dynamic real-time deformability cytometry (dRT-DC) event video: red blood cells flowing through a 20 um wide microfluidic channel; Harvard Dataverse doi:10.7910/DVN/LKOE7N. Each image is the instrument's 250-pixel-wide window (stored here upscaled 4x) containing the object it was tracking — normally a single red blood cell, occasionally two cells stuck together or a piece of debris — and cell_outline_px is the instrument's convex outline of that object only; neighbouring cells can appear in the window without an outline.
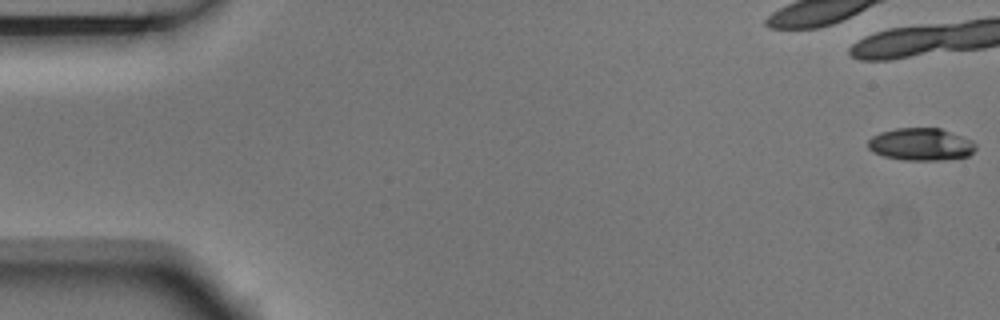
{"species": "Egyptian fruit bat (a non-hibernating species)", "species_latin": "Rousettus aegyptiacus", "temperature_condition": "room temperature", "stored_images_in_passage": 6, "camera_frame_rate_fps": 3000, "um_per_image_px": 0.085, "animal": {"sex": "male"}, "frame": {"image": 1, "passage_image": 1, "time_ms": 0.0, "image_size_px": [1000, 320], "cell_outline_px": [[976, 148], [968, 156], [944, 160], [904, 160], [884, 156], [872, 152], [868, 148], [868, 140], [872, 136], [880, 132], [896, 128], [940, 128], [972, 140], [976, 144]], "centroid_in_image_um": [78.26, 12.27], "position_along_channel_um": 6.7, "area_um2": 20.4}}